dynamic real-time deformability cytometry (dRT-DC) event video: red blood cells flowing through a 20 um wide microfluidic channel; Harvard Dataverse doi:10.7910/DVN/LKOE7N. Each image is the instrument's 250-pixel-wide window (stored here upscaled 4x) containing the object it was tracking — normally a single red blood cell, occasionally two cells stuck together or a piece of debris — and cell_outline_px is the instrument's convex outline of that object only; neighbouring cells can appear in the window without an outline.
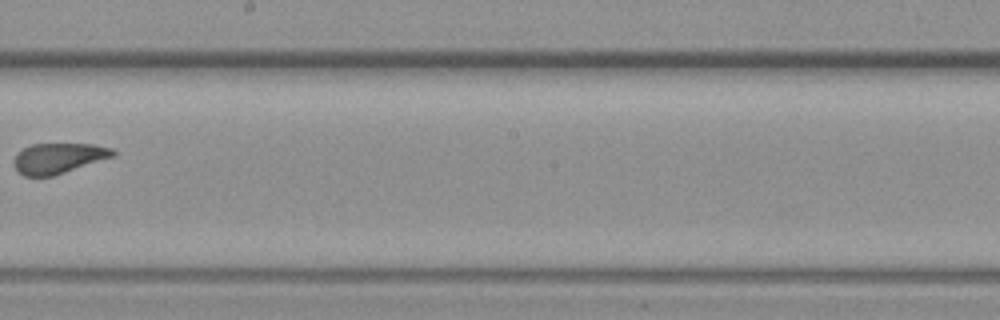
{"species": "common noctule bat (a hibernating species)", "species_latin": "Nyctalus noctula", "temperature_condition": "warm", "stored_images_in_passage": 17, "camera_frame_rate_fps": 3000, "um_per_image_px": 0.085, "animal": {"sex": "female", "body_mass_g": 19.3, "forearm_length_mm": 54.1}, "frame": {"image": 1, "passage_image": 10, "time_ms": 3.0, "image_size_px": [1000, 320], "cell_outline_px": [[116, 156], [52, 176], [24, 176], [16, 168], [12, 160], [24, 148], [32, 144], [92, 144], [112, 148], [116, 152]], "centroid_in_image_um": [5.0, 13.44], "position_along_channel_um": 243.2, "area_um2": 17.4}}
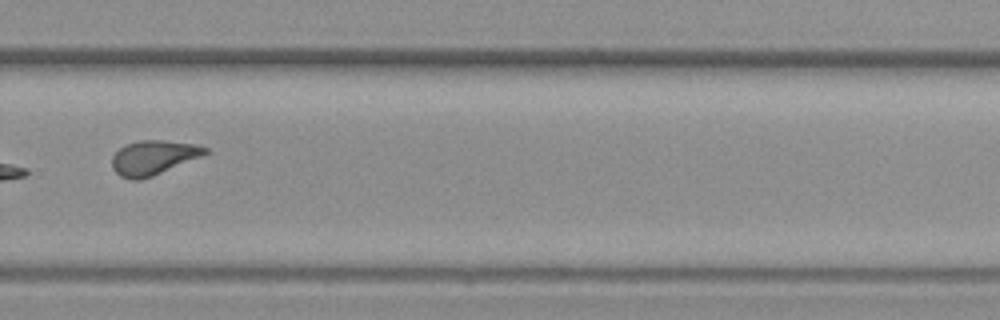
{"frame": {"image": 2, "passage_image": 12, "time_ms": 3.667, "image_size_px": [1000, 320], "cell_outline_px": [[212, 148], [208, 152], [200, 156], [152, 176], [140, 180], [132, 180], [120, 176], [112, 168], [112, 156], [120, 148], [128, 144], [140, 140], [160, 140], [196, 144]], "centroid_in_image_um": [13.03, 13.39], "position_along_channel_um": 316.8, "area_um2": 18.44}}